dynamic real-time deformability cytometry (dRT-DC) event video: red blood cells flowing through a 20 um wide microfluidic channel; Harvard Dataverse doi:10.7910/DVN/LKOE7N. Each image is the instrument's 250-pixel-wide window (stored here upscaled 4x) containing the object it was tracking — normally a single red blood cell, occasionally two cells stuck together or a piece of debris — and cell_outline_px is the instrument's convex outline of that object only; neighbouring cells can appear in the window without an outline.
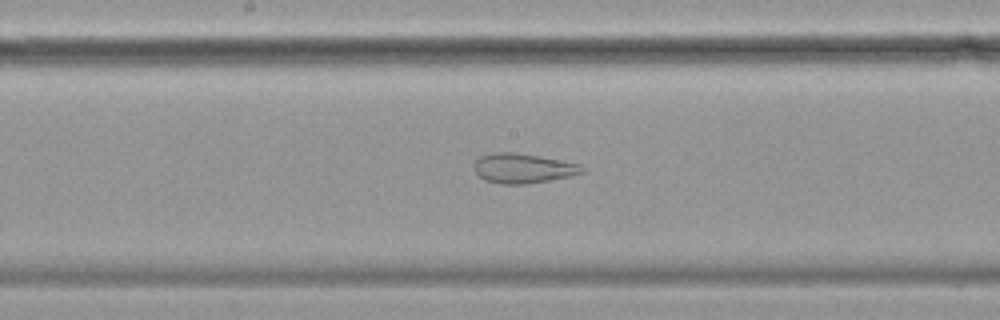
{"species": "common noctule bat (a hibernating species)", "species_latin": "Nyctalus noctula", "temperature_condition": "cold", "stored_images_in_passage": 55, "camera_frame_rate_fps": 3000, "um_per_image_px": 0.085, "animal": {"sex": "female", "body_mass_g": 19.9}, "frame": {"image": 1, "passage_image": 30, "time_ms": 9.667, "image_size_px": [1000, 320], "cell_outline_px": [[584, 172], [568, 176], [548, 180], [524, 184], [500, 184], [484, 180], [476, 172], [476, 160], [480, 156], [492, 152], [516, 152], [540, 156], [580, 164], [584, 168]], "centroid_in_image_um": [44.45, 14.29], "position_along_channel_um": 203.8, "area_um2": 18.5}}
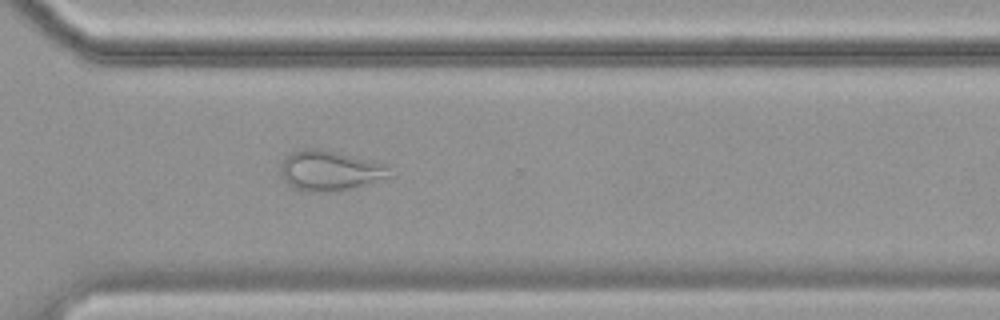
{"frame": {"image": 2, "passage_image": 42, "time_ms": 13.667, "image_size_px": [1000, 320], "cell_outline_px": [[396, 176], [352, 188], [332, 192], [312, 192], [296, 188], [288, 184], [284, 180], [280, 168], [284, 160], [292, 152], [304, 148], [320, 148], [384, 164]], "centroid_in_image_um": [28.07, 14.51], "position_along_channel_um": 342.5, "area_um2": 25.32}}
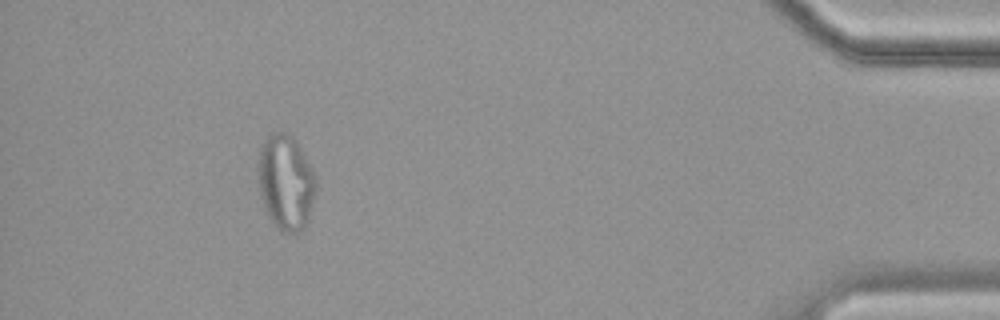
{"frame": {"image": 3, "passage_image": 53, "time_ms": 17.333, "image_size_px": [1000, 320], "cell_outline_px": [[316, 192], [304, 228], [296, 232], [284, 232], [276, 228], [268, 216], [260, 192], [260, 148], [264, 140], [268, 136], [276, 132], [288, 132], [296, 140], [312, 168], [316, 176]], "centroid_in_image_um": [24.33, 15.49], "position_along_channel_um": 410.9, "area_um2": 31.56}, "authors_computed_cell_mechanics": {"area_um2": 27.8596, "velocity_mm_per_s": 3.4771, "shape_relaxation_time_tau1_ms": null, "shape_relaxation_time_tau2_ms": 1.4586, "deformation_change_tau1": null, "deformation_change_tau2": 0.0836}}